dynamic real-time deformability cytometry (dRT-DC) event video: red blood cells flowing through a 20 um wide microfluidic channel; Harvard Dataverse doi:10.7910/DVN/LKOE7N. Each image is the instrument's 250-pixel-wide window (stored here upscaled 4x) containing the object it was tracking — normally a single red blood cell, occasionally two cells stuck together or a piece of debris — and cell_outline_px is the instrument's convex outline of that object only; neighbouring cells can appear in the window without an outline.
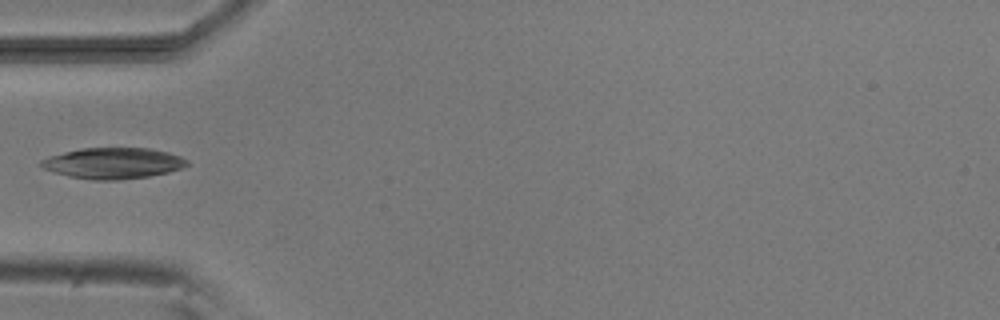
{"species": "common noctule bat (a hibernating species)", "species_latin": "Nyctalus noctula", "temperature_condition": "room temperature", "stored_images_in_passage": 5, "camera_frame_rate_fps": 3000, "um_per_image_px": 0.085, "animal": {"sex": "male", "body_mass_g": 20.5, "forearm_length_mm": 52.5}, "frame": {"image": 1, "passage_image": 5, "time_ms": 4.667, "image_size_px": [1000, 320], "cell_outline_px": [[188, 164], [180, 168], [168, 172], [148, 176], [116, 180], [92, 180], [68, 176], [44, 168], [40, 164], [40, 160], [48, 156], [64, 152], [84, 148], [148, 148], [168, 152], [180, 156], [188, 160]], "centroid_in_image_um": [9.61, 13.87], "position_along_channel_um": 75.4, "area_um2": 26.13}}